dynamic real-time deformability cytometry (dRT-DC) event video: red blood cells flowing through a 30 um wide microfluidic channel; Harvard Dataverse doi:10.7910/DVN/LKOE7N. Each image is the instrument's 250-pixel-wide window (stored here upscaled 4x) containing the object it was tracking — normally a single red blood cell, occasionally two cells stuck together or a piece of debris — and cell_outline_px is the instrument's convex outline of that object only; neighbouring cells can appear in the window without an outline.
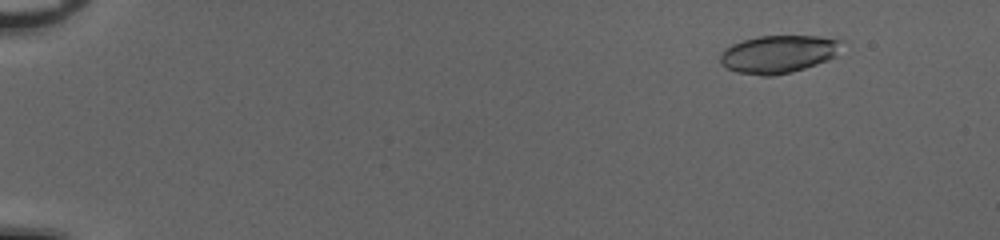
{"species": "common noctule bat (a hibernating species)", "species_latin": "Nyctalus noctula", "temperature_condition": "cold", "stored_images_in_passage": 54, "camera_frame_rate_fps": 3000, "um_per_image_px": 0.085, "animal": {"sex": "female", "body_mass_g": 20.0, "forearm_length_mm": 54.0}, "frame": {"image": 1, "passage_image": 7, "time_ms": 2.0, "image_size_px": [1000, 240], "cell_outline_px": [[840, 40], [836, 56], [828, 60], [792, 72], [772, 76], [760, 76], [736, 72], [720, 64], [720, 56], [724, 48], [732, 44], [744, 40], [760, 36], [816, 36]], "centroid_in_image_um": [66.11, 4.61], "position_along_channel_um": 18.9, "area_um2": 26.53}}
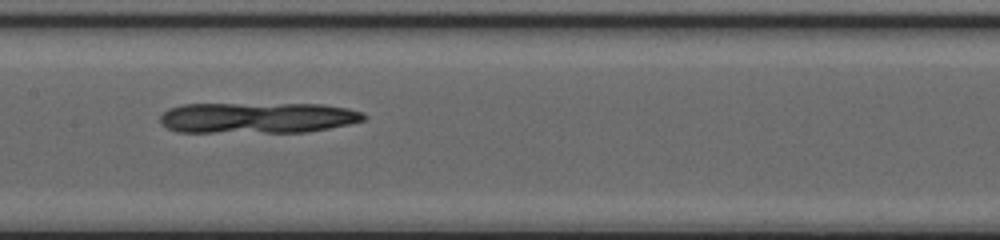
{"frame": {"image": 2, "passage_image": 30, "time_ms": 9.667, "image_size_px": [1000, 240], "cell_outline_px": [[368, 116], [364, 120], [348, 124], [308, 132], [176, 132], [168, 128], [160, 120], [160, 116], [168, 108], [184, 104], [324, 104], [348, 108], [364, 112]], "centroid_in_image_um": [21.92, 10.01], "position_along_channel_um": 185.5, "area_um2": 36.76}}
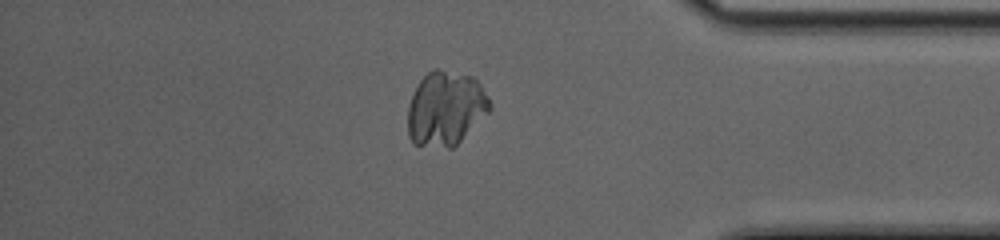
{"frame": {"image": 3, "passage_image": 47, "time_ms": 15.333, "image_size_px": [1000, 240], "cell_outline_px": [[492, 108], [452, 148], [448, 148], [412, 144], [408, 136], [408, 108], [412, 96], [420, 80], [432, 68], [440, 68], [472, 76], [480, 84], [488, 96], [492, 104]], "centroid_in_image_um": [37.87, 9.2], "position_along_channel_um": 397.3, "area_um2": 35.55}}